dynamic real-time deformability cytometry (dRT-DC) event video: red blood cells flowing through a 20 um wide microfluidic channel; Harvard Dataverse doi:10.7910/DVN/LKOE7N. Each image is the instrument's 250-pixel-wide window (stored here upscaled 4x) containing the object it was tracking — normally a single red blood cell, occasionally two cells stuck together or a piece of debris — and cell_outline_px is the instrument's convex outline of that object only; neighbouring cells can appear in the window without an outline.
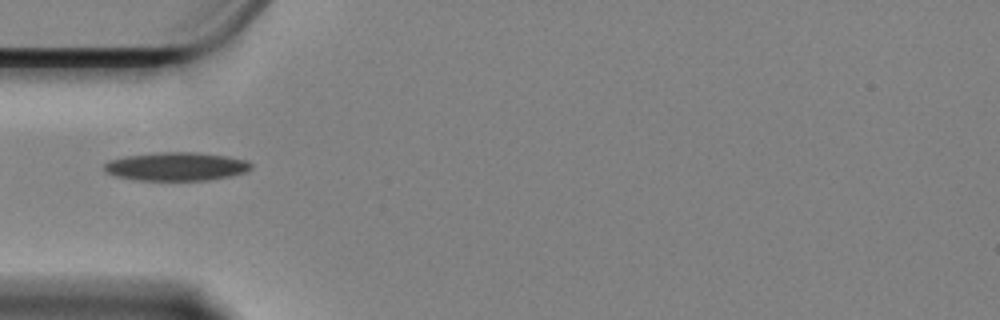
{"species": "Egyptian fruit bat (a non-hibernating species)", "species_latin": "Rousettus aegyptiacus", "temperature_condition": "cold", "stored_images_in_passage": 22, "camera_frame_rate_fps": 3000, "um_per_image_px": 0.085, "animal": {"sex": "female"}, "frame": {"image": 1, "passage_image": 1, "time_ms": 0.0, "image_size_px": [1000, 320], "cell_outline_px": [[252, 168], [244, 172], [228, 176], [208, 180], [140, 180], [116, 176], [108, 172], [104, 168], [104, 164], [112, 160], [124, 156], [160, 152], [196, 152], [224, 156], [248, 160], [252, 164]], "centroid_in_image_um": [15.01, 14.14], "position_along_channel_um": 70.0, "area_um2": 24.04}}
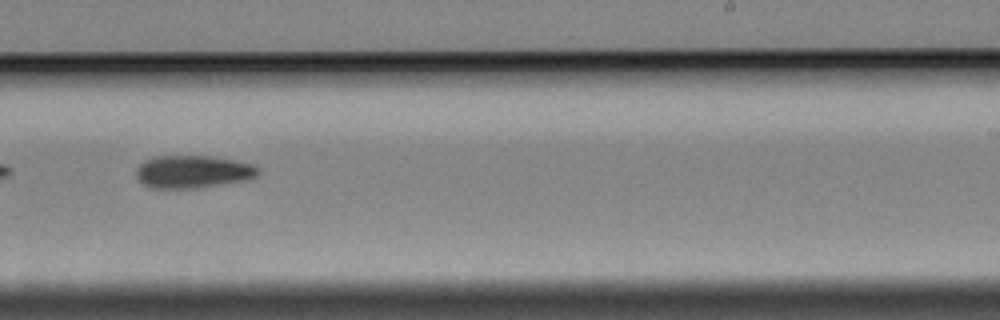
{"frame": {"image": 2, "passage_image": 19, "time_ms": 6.0, "image_size_px": [1000, 320], "cell_outline_px": [[260, 172], [256, 176], [244, 180], [200, 188], [152, 188], [144, 184], [136, 176], [136, 168], [144, 160], [156, 156], [212, 156], [236, 160], [252, 164]], "centroid_in_image_um": [16.37, 14.59], "position_along_channel_um": 272.6, "area_um2": 23.18}}
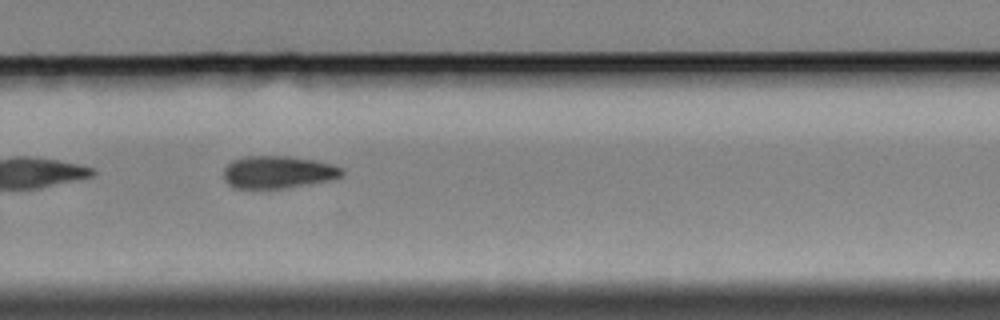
{"frame": {"image": 3, "passage_image": 22, "time_ms": 7.0, "image_size_px": [1000, 320], "cell_outline_px": [[344, 172], [340, 176], [328, 180], [284, 188], [236, 188], [228, 184], [224, 180], [224, 168], [232, 160], [244, 156], [288, 156], [312, 160], [332, 164], [344, 168]], "centroid_in_image_um": [23.6, 14.62], "position_along_channel_um": 306.2, "area_um2": 22.2}}